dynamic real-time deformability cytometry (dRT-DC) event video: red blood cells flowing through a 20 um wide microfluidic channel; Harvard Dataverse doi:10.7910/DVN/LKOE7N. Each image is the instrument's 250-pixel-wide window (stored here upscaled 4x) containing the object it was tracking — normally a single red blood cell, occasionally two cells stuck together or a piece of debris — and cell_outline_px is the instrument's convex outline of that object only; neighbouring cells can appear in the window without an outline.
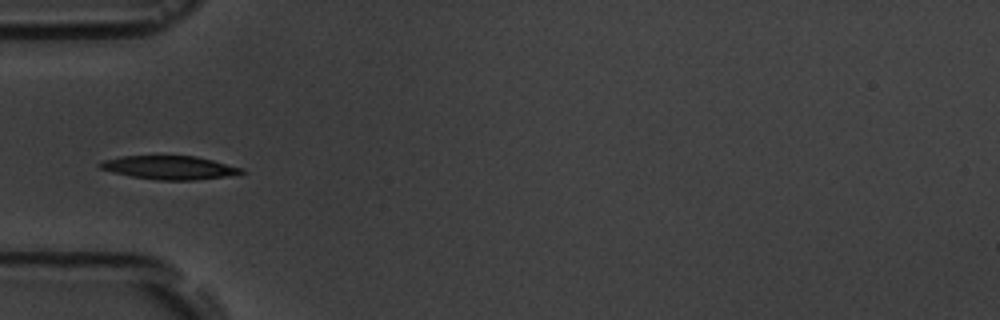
{"species": "common noctule bat (a hibernating species)", "species_latin": "Nyctalus noctula", "temperature_condition": "room temperature", "stored_images_in_passage": 1, "camera_frame_rate_fps": 3000, "um_per_image_px": 0.085, "animal": {"sex": "male", "body_mass_g": 19.5, "forearm_length_mm": 54.6}, "frame": {"image": 1, "passage_image": 1, "time_ms": 0.0, "image_size_px": [1000, 320], "cell_outline_px": [[244, 172], [224, 176], [196, 180], [156, 180], [132, 176], [112, 172], [100, 168], [96, 164], [104, 160], [120, 156], [196, 156], [244, 168]], "centroid_in_image_um": [14.37, 14.24], "position_along_channel_um": 70.6, "area_um2": 19.25}}